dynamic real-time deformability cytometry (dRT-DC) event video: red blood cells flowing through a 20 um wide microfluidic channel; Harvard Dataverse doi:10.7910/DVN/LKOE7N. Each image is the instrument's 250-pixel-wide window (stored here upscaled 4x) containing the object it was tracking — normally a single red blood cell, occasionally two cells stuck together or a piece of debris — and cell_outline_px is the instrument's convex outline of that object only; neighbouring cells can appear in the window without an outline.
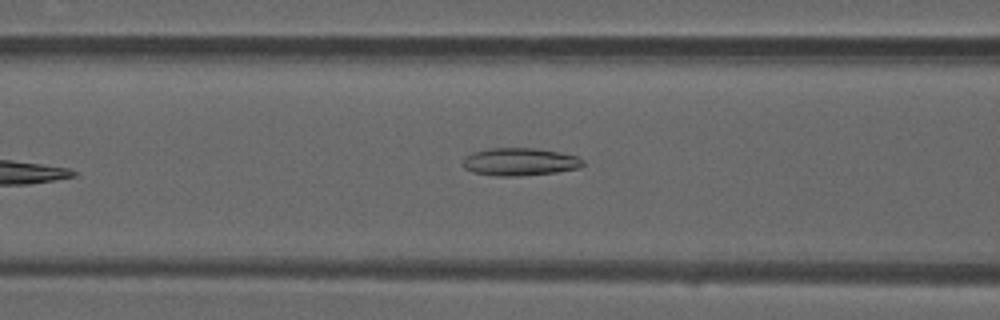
{"species": "common noctule bat (a hibernating species)", "species_latin": "Nyctalus noctula", "temperature_condition": "warm", "stored_images_in_passage": 34, "camera_frame_rate_fps": 3000, "um_per_image_px": 0.085, "animal": {"sex": "male", "forearm_length_mm": 52.5}, "frame": {"image": 1, "passage_image": 6, "time_ms": 1.667, "image_size_px": [1000, 320], "cell_outline_px": [[584, 164], [580, 168], [556, 172], [520, 176], [496, 176], [472, 172], [464, 168], [460, 164], [464, 156], [472, 152], [488, 148], [536, 148], [576, 156], [584, 160]], "centroid_in_image_um": [44.12, 13.75], "position_along_channel_um": 122.5, "area_um2": 19.59}}
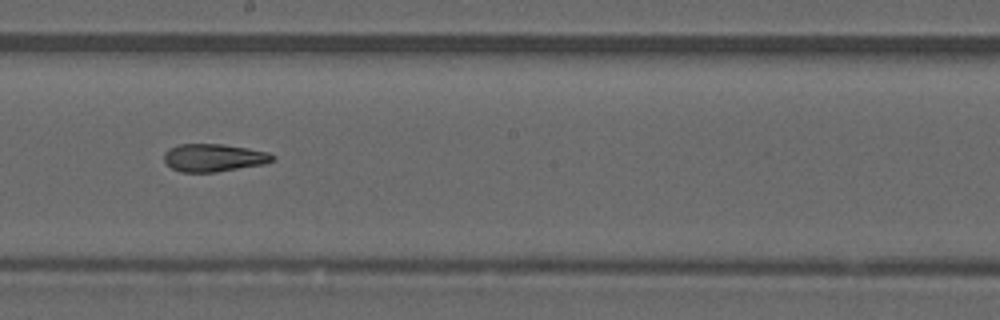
{"frame": {"image": 2, "passage_image": 14, "time_ms": 4.333, "image_size_px": [1000, 320], "cell_outline_px": [[276, 156], [272, 160], [264, 164], [216, 172], [180, 172], [172, 168], [164, 160], [164, 152], [168, 148], [180, 144], [224, 144], [248, 148], [268, 152]], "centroid_in_image_um": [18.16, 13.4], "position_along_channel_um": 230.0, "area_um2": 17.57}}
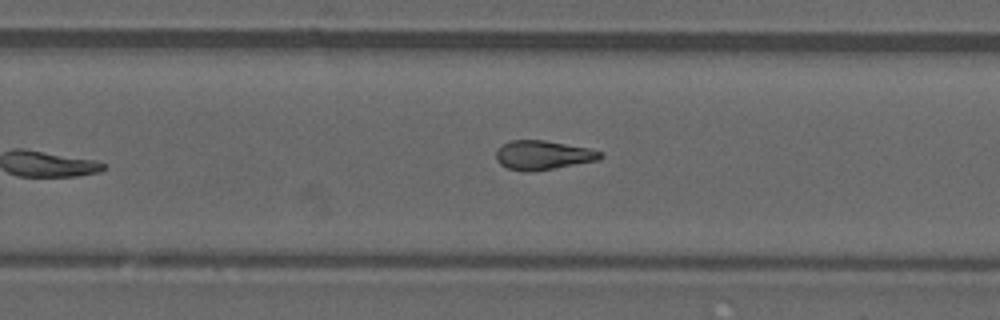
{"frame": {"image": 3, "passage_image": 18, "time_ms": 5.667, "image_size_px": [1000, 320], "cell_outline_px": [[604, 156], [600, 160], [532, 172], [528, 172], [508, 168], [500, 164], [496, 160], [496, 152], [504, 144], [512, 140], [544, 140], [588, 148], [604, 152]], "centroid_in_image_um": [46.2, 13.19], "position_along_channel_um": 283.6, "area_um2": 17.69}}